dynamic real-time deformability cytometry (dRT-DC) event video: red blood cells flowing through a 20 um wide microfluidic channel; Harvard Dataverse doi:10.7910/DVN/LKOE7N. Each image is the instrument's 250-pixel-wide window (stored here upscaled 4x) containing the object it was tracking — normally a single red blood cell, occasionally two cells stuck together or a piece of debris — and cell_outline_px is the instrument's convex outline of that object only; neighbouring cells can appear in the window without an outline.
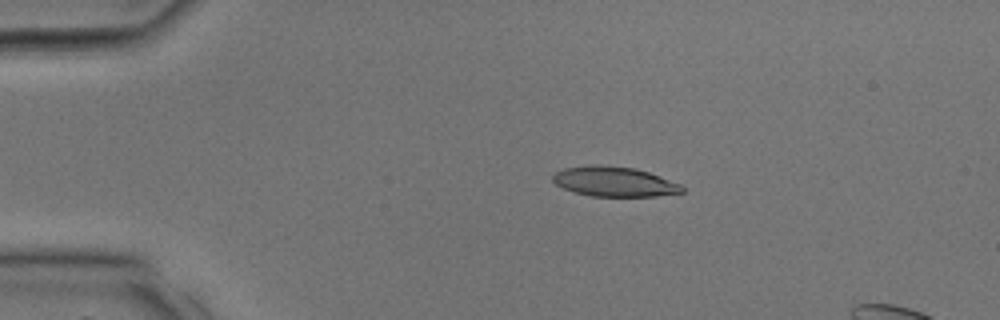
{"species": "common noctule bat (a hibernating species)", "species_latin": "Nyctalus noctula", "temperature_condition": "room temperature", "stored_images_in_passage": 5, "camera_frame_rate_fps": 3000, "um_per_image_px": 0.085, "animal": {"sex": "male", "body_mass_g": 17.9, "forearm_length_mm": 54.2}, "frame": {"image": 1, "passage_image": 1, "time_ms": 0.0, "image_size_px": [1000, 320], "cell_outline_px": [[684, 192], [656, 196], [592, 196], [576, 192], [564, 188], [556, 184], [552, 180], [552, 176], [556, 172], [564, 168], [596, 164], [636, 168], [648, 172], [680, 184], [684, 188]], "centroid_in_image_um": [52.21, 15.43], "position_along_channel_um": 32.8, "area_um2": 22.31}}